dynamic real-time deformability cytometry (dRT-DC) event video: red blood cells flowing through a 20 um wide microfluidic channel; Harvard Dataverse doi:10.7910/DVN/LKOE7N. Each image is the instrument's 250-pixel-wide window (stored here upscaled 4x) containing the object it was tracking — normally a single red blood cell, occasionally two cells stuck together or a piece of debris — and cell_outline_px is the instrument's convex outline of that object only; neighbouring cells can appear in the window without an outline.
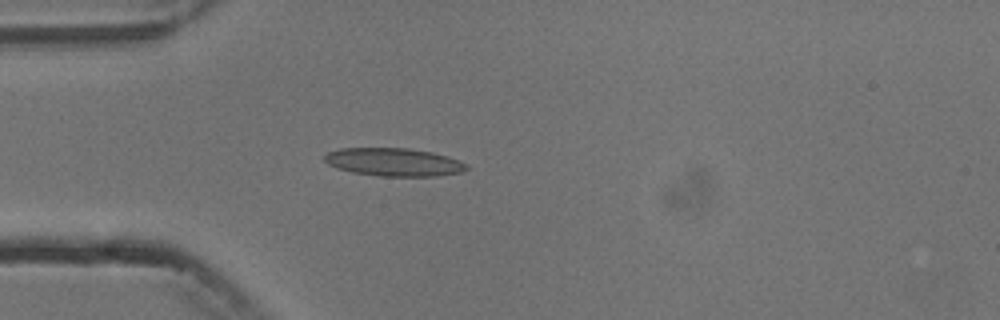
{"species": "common noctule bat (a hibernating species)", "species_latin": "Nyctalus noctula", "temperature_condition": "cold", "stored_images_in_passage": 5, "camera_frame_rate_fps": 3000, "um_per_image_px": 0.085, "animal": {"sex": "male", "body_mass_g": 13.3}, "frame": {"image": 1, "passage_image": 5, "time_ms": 5.333, "image_size_px": [1000, 320], "cell_outline_px": [[468, 168], [460, 172], [436, 176], [380, 176], [352, 172], [336, 168], [328, 164], [324, 160], [324, 156], [328, 152], [340, 148], [408, 148], [432, 152], [456, 160], [464, 164]], "centroid_in_image_um": [33.4, 13.77], "position_along_channel_um": 51.6, "area_um2": 22.95}}